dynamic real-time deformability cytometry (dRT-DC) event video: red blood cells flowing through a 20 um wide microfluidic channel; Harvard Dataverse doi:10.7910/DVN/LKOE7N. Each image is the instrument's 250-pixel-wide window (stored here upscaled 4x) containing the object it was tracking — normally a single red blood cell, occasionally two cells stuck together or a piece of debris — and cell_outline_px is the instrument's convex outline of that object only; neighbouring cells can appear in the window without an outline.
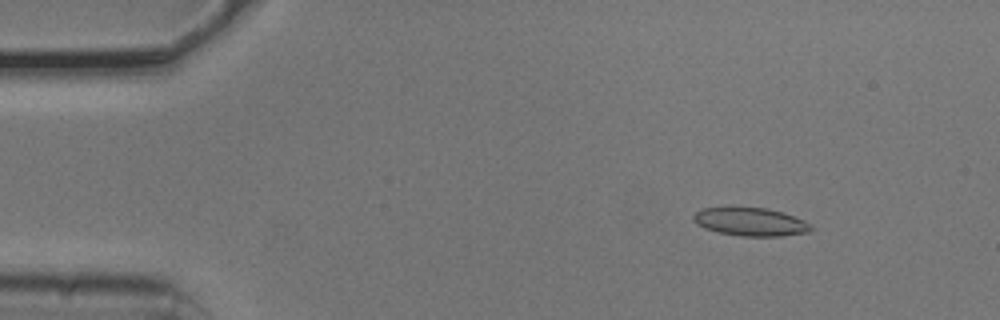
{"species": "common noctule bat (a hibernating species)", "species_latin": "Nyctalus noctula", "temperature_condition": "cold", "stored_images_in_passage": 53, "camera_frame_rate_fps": 3000, "um_per_image_px": 0.085, "animal": {"sex": "male", "body_mass_g": 20.5, "forearm_length_mm": 52.5}, "frame": {"image": 1, "passage_image": 7, "time_ms": 2.0, "image_size_px": [1000, 320], "cell_outline_px": [[812, 228], [808, 232], [780, 236], [740, 236], [716, 232], [704, 228], [696, 224], [692, 220], [692, 216], [696, 212], [704, 208], [724, 204], [768, 208], [784, 212], [804, 220], [812, 224]], "centroid_in_image_um": [63.72, 18.8], "position_along_channel_um": 21.3, "area_um2": 20.29}}
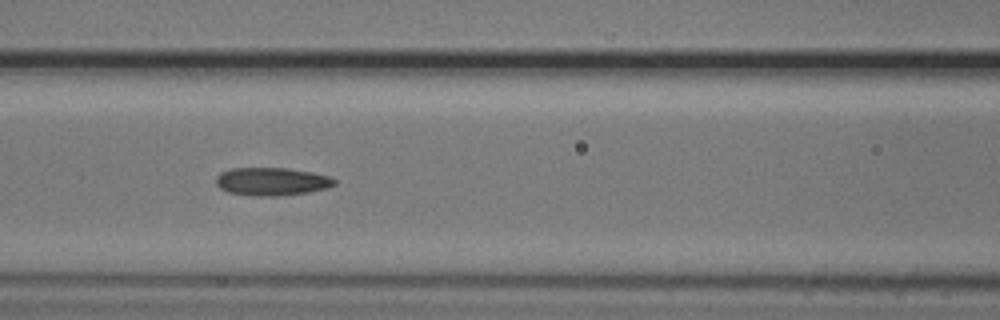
{"frame": {"image": 2, "passage_image": 23, "time_ms": 7.333, "image_size_px": [1000, 320], "cell_outline_px": [[336, 184], [328, 188], [308, 192], [276, 196], [256, 196], [228, 192], [220, 188], [216, 184], [216, 176], [220, 172], [232, 168], [288, 168], [312, 172], [328, 176], [336, 180]], "centroid_in_image_um": [23.09, 15.42], "position_along_channel_um": 143.5, "area_um2": 19.36}}
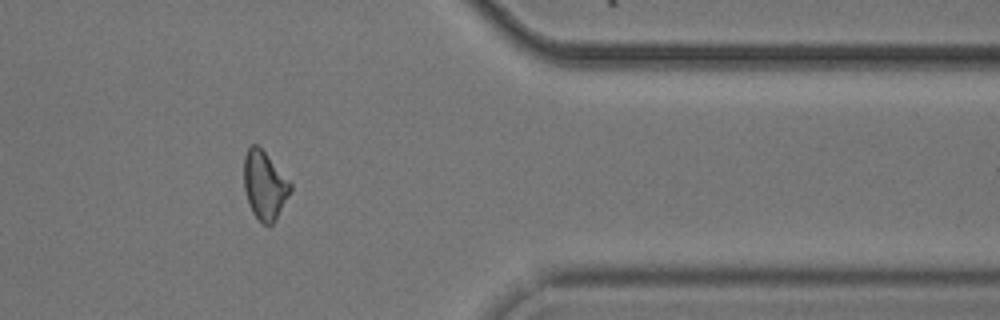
{"frame": {"image": 3, "passage_image": 44, "time_ms": 14.333, "image_size_px": [1000, 320], "cell_outline_px": [[292, 188], [276, 220], [272, 224], [264, 224], [252, 212], [244, 188], [244, 156], [248, 148], [252, 144], [256, 144], [264, 152], [292, 184]], "centroid_in_image_um": [22.48, 15.75], "position_along_channel_um": 388.9, "area_um2": 18.09}, "authors_computed_cell_mechanics": {"area_um2": 18.8428, "velocity_mm_per_s": 3.7692, "shape_relaxation_time_tau1_ms": null, "shape_relaxation_time_tau2_ms": 2.4945, "deformation_change_tau1": null, "deformation_change_tau2": 0.0863}}